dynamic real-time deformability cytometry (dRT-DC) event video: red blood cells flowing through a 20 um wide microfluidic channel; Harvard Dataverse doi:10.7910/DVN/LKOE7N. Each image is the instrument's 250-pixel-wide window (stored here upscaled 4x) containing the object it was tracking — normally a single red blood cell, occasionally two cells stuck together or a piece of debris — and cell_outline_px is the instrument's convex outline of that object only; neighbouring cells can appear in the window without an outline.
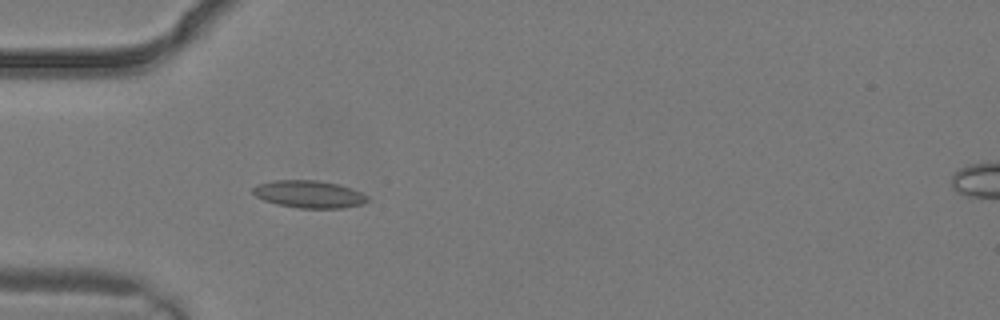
{"species": "common noctule bat (a hibernating species)", "species_latin": "Nyctalus noctula", "temperature_condition": "warm", "stored_images_in_passage": 3, "camera_frame_rate_fps": 3000, "um_per_image_px": 0.085, "animal": {"sex": "male", "body_mass_g": 19.2, "forearm_length_mm": 51.8}, "frame": {"image": 1, "passage_image": 2, "time_ms": 0.333, "image_size_px": [1000, 320], "cell_outline_px": [[368, 200], [364, 204], [340, 208], [300, 208], [276, 204], [264, 200], [256, 196], [252, 192], [252, 188], [256, 184], [272, 180], [316, 180], [340, 184], [352, 188], [368, 196]], "centroid_in_image_um": [26.26, 16.5], "position_along_channel_um": 58.7, "area_um2": 18.44}}